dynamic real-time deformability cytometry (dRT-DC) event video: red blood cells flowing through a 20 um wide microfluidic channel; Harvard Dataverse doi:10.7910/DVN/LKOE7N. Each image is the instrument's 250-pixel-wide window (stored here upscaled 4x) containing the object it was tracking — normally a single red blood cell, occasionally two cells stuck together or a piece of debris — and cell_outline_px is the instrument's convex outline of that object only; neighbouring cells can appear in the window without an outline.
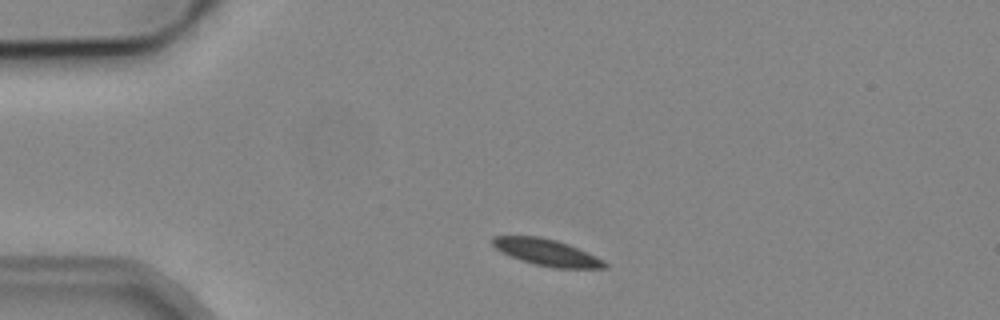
{"species": "common noctule bat (a hibernating species)", "species_latin": "Nyctalus noctula", "temperature_condition": "cold", "stored_images_in_passage": 2, "camera_frame_rate_fps": 3000, "um_per_image_px": 0.085, "animal": {"sex": "male", "body_mass_g": 19.2, "forearm_length_mm": 51.8}, "frame": {"image": 1, "passage_image": 1, "time_ms": 0.0, "image_size_px": [1000, 320], "cell_outline_px": [[608, 268], [556, 268], [536, 264], [500, 252], [492, 244], [492, 236], [540, 236], [556, 240], [568, 244], [596, 256], [604, 260], [608, 264]], "centroid_in_image_um": [46.5, 21.44], "position_along_channel_um": 38.5, "area_um2": 17.17}}